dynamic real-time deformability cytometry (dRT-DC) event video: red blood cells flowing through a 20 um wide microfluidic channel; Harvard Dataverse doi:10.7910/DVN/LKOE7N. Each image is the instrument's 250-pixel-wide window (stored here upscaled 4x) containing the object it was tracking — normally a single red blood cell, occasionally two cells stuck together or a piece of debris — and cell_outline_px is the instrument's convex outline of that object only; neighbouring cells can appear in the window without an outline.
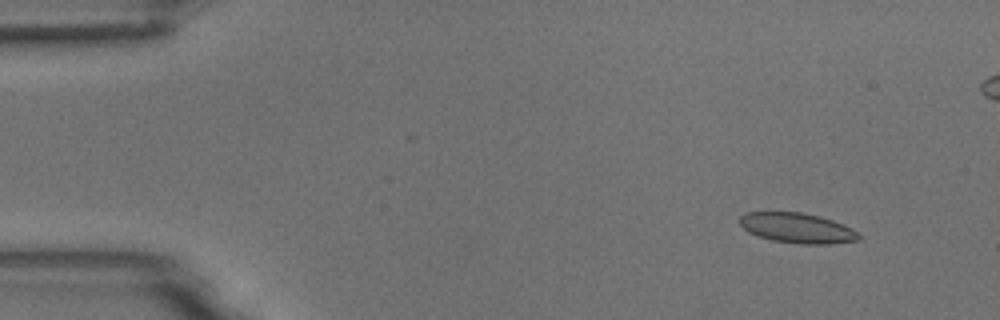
{"species": "common noctule bat (a hibernating species)", "species_latin": "Nyctalus noctula", "temperature_condition": "room temperature", "stored_images_in_passage": 16, "camera_frame_rate_fps": 3000, "um_per_image_px": 0.085, "animal": {"sex": "male", "body_mass_g": 18.8}, "frame": {"image": 1, "passage_image": 2, "time_ms": 0.333, "image_size_px": [1000, 320], "cell_outline_px": [[864, 236], [860, 240], [832, 244], [804, 244], [772, 240], [748, 232], [740, 224], [740, 216], [748, 212], [800, 212], [820, 216], [844, 224], [852, 228]], "centroid_in_image_um": [67.84, 19.38], "position_along_channel_um": 17.2, "area_um2": 20.98}}
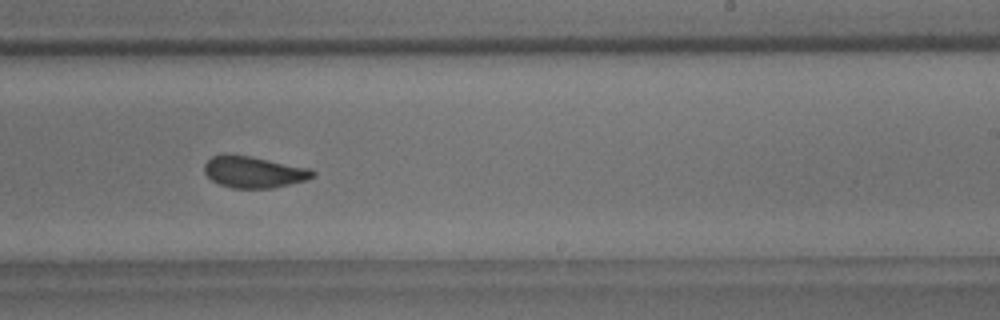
{"frame": {"image": 2, "passage_image": 10, "time_ms": 3.0, "image_size_px": [1000, 320], "cell_outline_px": [[316, 176], [304, 180], [272, 188], [232, 188], [220, 184], [212, 180], [204, 172], [204, 164], [212, 156], [228, 152], [252, 156], [308, 168], [316, 172]], "centroid_in_image_um": [21.53, 14.59], "position_along_channel_um": 267.5, "area_um2": 20.0}}
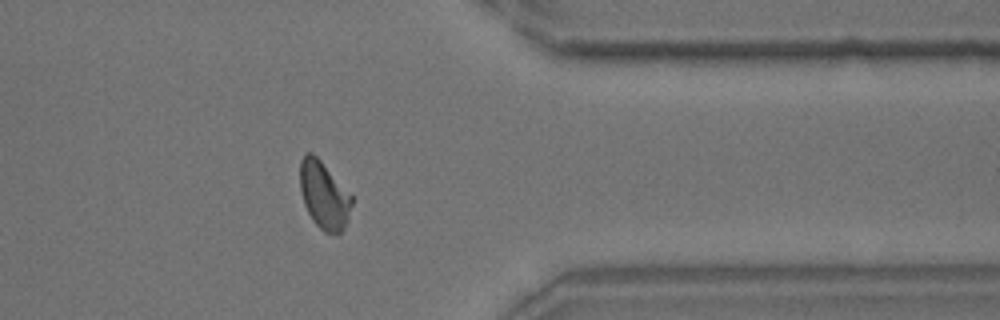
{"frame": {"image": 3, "passage_image": 13, "time_ms": 4.0, "image_size_px": [1000, 320], "cell_outline_px": [[352, 204], [348, 220], [344, 228], [340, 232], [324, 232], [312, 220], [304, 204], [300, 188], [300, 160], [308, 152], [312, 152], [320, 160], [352, 196]], "centroid_in_image_um": [27.53, 16.59], "position_along_channel_um": 383.9, "area_um2": 20.0}}